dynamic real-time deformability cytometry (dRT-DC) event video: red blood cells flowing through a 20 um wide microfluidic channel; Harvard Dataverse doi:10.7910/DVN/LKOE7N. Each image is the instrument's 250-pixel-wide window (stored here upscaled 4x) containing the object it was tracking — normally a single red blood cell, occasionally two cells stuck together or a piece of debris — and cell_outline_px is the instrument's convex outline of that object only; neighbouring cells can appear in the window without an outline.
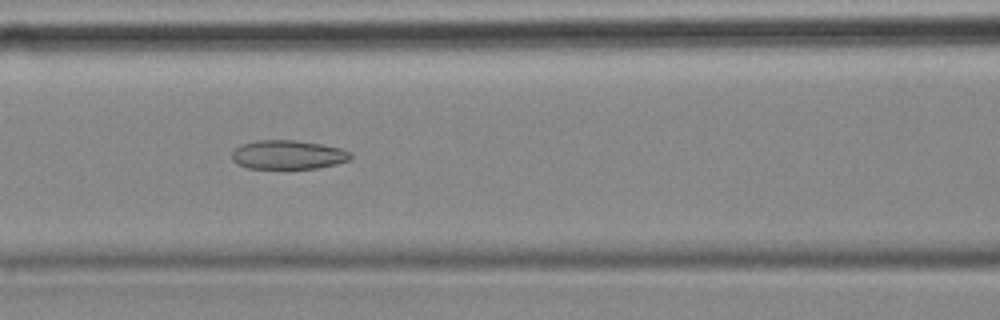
{"species": "common noctule bat (a hibernating species)", "species_latin": "Nyctalus noctula", "temperature_condition": "cold", "stored_images_in_passage": 48, "camera_frame_rate_fps": 3000, "um_per_image_px": 0.085, "animal": {"sex": "female", "body_mass_g": 18.4}, "frame": {"image": 1, "passage_image": 15, "time_ms": 4.667, "image_size_px": [1000, 320], "cell_outline_px": [[352, 156], [348, 160], [336, 164], [316, 168], [248, 168], [236, 164], [232, 160], [232, 152], [240, 144], [256, 140], [296, 140], [320, 144], [340, 148], [352, 152]], "centroid_in_image_um": [24.46, 13.15], "position_along_channel_um": 142.1, "area_um2": 20.06}}
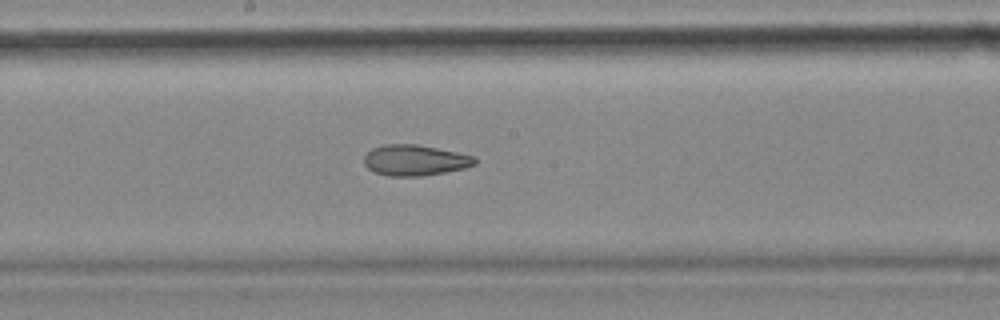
{"frame": {"image": 2, "passage_image": 21, "time_ms": 6.667, "image_size_px": [1000, 320], "cell_outline_px": [[476, 164], [464, 168], [444, 172], [420, 176], [388, 176], [376, 172], [368, 168], [364, 164], [364, 156], [372, 148], [384, 144], [416, 144], [456, 152], [472, 156], [476, 160]], "centroid_in_image_um": [35.23, 13.62], "position_along_channel_um": 213.0, "area_um2": 19.65}}
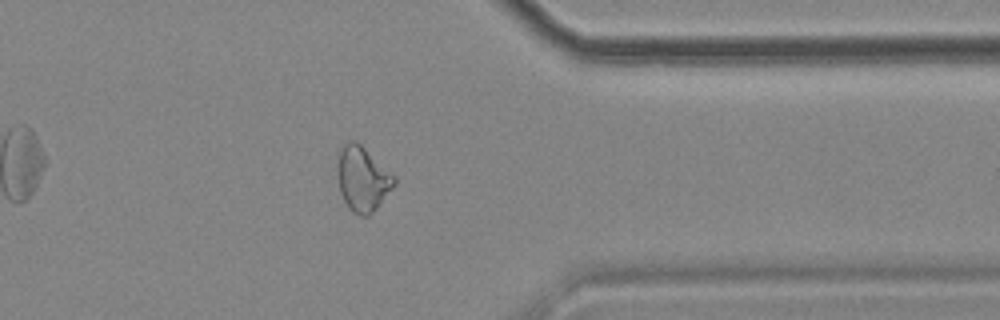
{"frame": {"image": 3, "passage_image": 36, "time_ms": 11.667, "image_size_px": [1000, 320], "cell_outline_px": [[396, 184], [376, 208], [368, 216], [360, 216], [352, 212], [348, 208], [340, 192], [340, 148], [348, 140], [356, 140], [396, 176]], "centroid_in_image_um": [30.87, 15.21], "position_along_channel_um": 380.5, "area_um2": 20.98}, "authors_computed_cell_mechanics": {"area_um2": 21.0103, "velocity_mm_per_s": 3.5534, "shape_relaxation_time_tau1_ms": null, "shape_relaxation_time_tau2_ms": 6.1301, "deformation_change_tau1": null, "deformation_change_tau2": 0.1423}}